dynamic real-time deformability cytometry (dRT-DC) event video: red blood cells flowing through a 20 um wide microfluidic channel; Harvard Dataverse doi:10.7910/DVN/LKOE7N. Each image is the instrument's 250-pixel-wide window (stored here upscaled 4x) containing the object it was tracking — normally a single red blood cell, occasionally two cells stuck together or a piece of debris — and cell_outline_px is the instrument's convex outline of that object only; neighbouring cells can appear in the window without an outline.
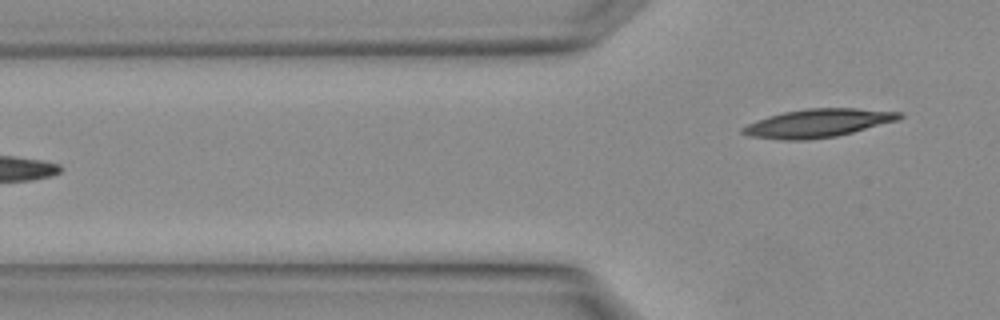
{"species": "Egyptian fruit bat (a non-hibernating species)", "species_latin": "Rousettus aegyptiacus", "temperature_condition": "warm", "stored_images_in_passage": 4, "camera_frame_rate_fps": 3000, "um_per_image_px": 0.085, "animal": {"sex": "female"}, "frame": {"image": 1, "passage_image": 4, "time_ms": 1.0, "image_size_px": [1000, 320], "cell_outline_px": [[904, 116], [900, 120], [836, 136], [808, 140], [780, 140], [752, 136], [740, 132], [740, 128], [748, 124], [768, 116], [784, 112], [808, 108], [856, 108], [904, 112]], "centroid_in_image_um": [69.57, 10.46], "position_along_channel_um": 56.2, "area_um2": 25.89}}